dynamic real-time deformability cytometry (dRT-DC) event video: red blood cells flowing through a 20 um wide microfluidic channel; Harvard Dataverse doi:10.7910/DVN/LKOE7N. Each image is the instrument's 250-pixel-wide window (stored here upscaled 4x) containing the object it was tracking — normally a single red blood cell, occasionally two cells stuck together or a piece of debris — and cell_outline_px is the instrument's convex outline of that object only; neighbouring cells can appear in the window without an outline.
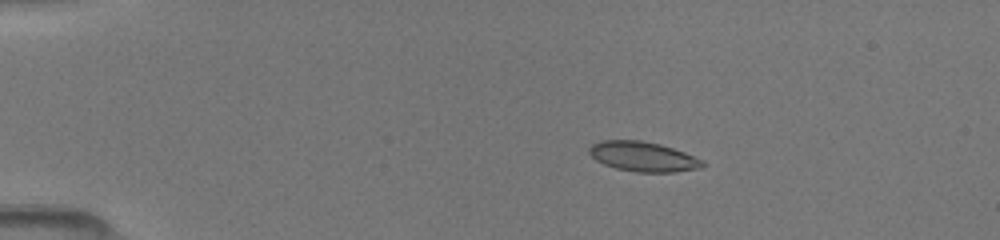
{"species": "common noctule bat (a hibernating species)", "species_latin": "Nyctalus noctula", "temperature_condition": "room temperature", "stored_images_in_passage": 10, "camera_frame_rate_fps": 3000, "um_per_image_px": 0.085, "animal": {"sex": "female", "body_mass_g": 19.5, "forearm_length_mm": 54.1}, "frame": {"image": 1, "passage_image": 4, "time_ms": 1.667, "image_size_px": [1000, 240], "cell_outline_px": [[704, 164], [700, 168], [676, 172], [636, 172], [616, 168], [604, 164], [596, 160], [588, 152], [588, 148], [592, 144], [600, 140], [640, 140], [660, 144], [684, 152], [704, 160]], "centroid_in_image_um": [54.65, 13.31], "position_along_channel_um": 30.4, "area_um2": 19.71}}